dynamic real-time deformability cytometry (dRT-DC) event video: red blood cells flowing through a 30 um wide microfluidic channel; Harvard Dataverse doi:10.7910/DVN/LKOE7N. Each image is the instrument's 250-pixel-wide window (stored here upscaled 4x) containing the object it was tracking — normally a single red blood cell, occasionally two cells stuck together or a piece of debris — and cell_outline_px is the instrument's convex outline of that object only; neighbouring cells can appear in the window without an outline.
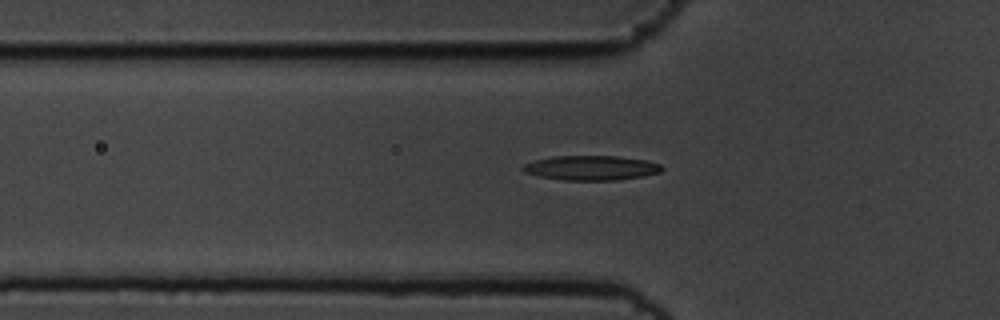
{"species": "common noctule bat (a hibernating species)", "species_latin": "Nyctalus noctula", "temperature_condition": "cold", "stored_images_in_passage": 39, "camera_frame_rate_fps": 3000, "um_per_image_px": 0.085, "animal": {"sex": "male", "body_mass_g": 19.5, "forearm_length_mm": 54.6}, "frame": {"image": 1, "passage_image": 8, "time_ms": 2.333, "image_size_px": [1000, 320], "cell_outline_px": [[664, 168], [660, 172], [644, 176], [616, 180], [564, 180], [540, 176], [524, 172], [520, 168], [524, 164], [536, 160], [552, 156], [616, 156], [644, 160], [660, 164]], "centroid_in_image_um": [50.25, 14.27], "position_along_channel_um": 75.6, "area_um2": 19.83}}
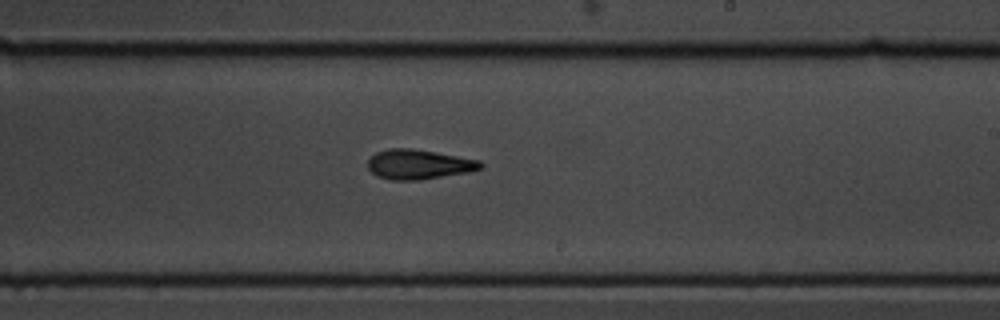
{"frame": {"image": 2, "passage_image": 23, "time_ms": 7.333, "image_size_px": [1000, 320], "cell_outline_px": [[484, 168], [468, 172], [420, 180], [392, 180], [376, 176], [368, 168], [368, 160], [376, 152], [388, 148], [412, 148], [480, 160], [484, 164]], "centroid_in_image_um": [35.6, 13.97], "position_along_channel_um": 253.4, "area_um2": 19.59}}
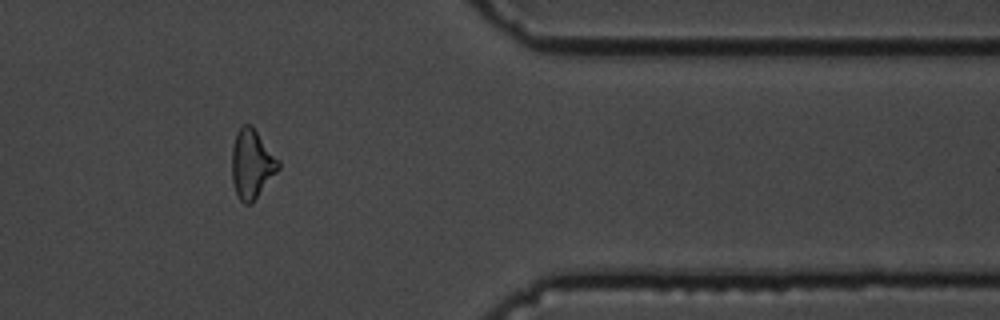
{"frame": {"image": 3, "passage_image": 36, "time_ms": 11.667, "image_size_px": [1000, 320], "cell_outline_px": [[280, 168], [252, 204], [244, 204], [240, 200], [236, 192], [232, 180], [232, 148], [236, 132], [244, 124], [252, 124], [280, 160]], "centroid_in_image_um": [21.42, 13.93], "position_along_channel_um": 390.0, "area_um2": 18.96}, "authors_computed_cell_mechanics": {"area_um2": 19.074, "velocity_mm_per_s": 3.5477, "shape_relaxation_time_tau1_ms": 4.0012, "shape_relaxation_time_tau2_ms": 4.5461, "deformation_change_tau1": 0.1429, "deformation_change_tau2": 0.1458}}